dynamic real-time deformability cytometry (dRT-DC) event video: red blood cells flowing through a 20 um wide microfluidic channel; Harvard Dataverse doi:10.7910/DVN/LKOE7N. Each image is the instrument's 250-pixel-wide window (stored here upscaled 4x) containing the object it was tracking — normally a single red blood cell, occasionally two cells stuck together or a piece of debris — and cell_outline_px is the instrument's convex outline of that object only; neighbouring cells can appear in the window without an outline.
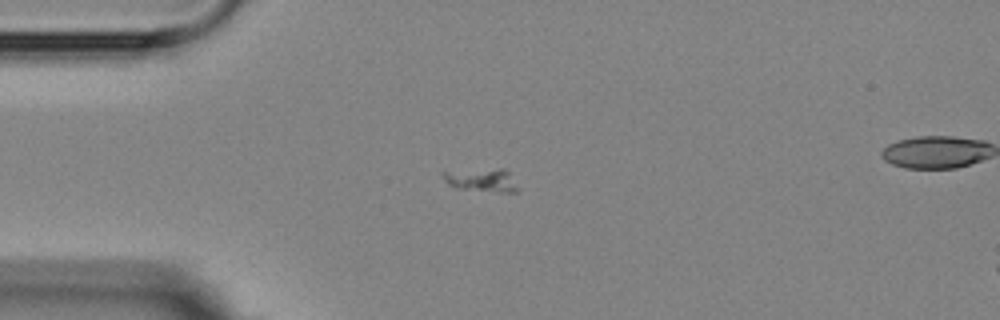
{"species": "Egyptian fruit bat (a non-hibernating species)", "species_latin": "Rousettus aegyptiacus", "temperature_condition": "room temperature", "stored_images_in_passage": 8, "camera_frame_rate_fps": 3000, "um_per_image_px": 0.085, "animal": {"sex": "female"}, "frame": {"image": 1, "passage_image": 5, "time_ms": 4.667, "image_size_px": [1000, 320], "cell_outline_px": [[520, 188], [516, 192], [500, 192], [456, 188], [448, 184], [444, 180], [440, 172], [500, 168], [504, 168], [508, 172]], "centroid_in_image_um": [40.97, 15.31], "position_along_channel_um": 44.0, "area_um2": 10.12}}
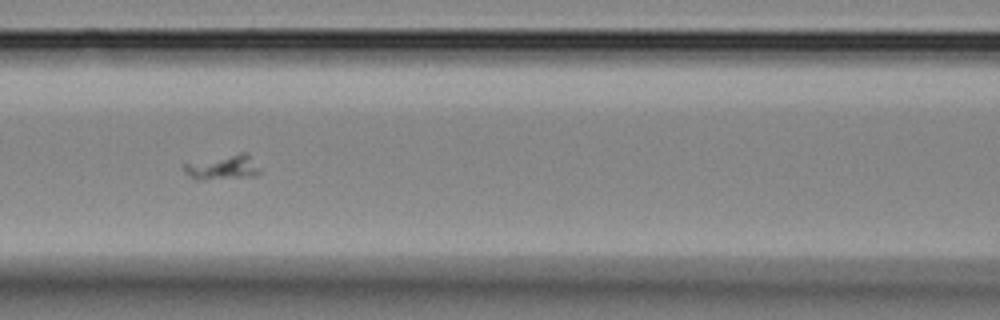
{"frame": {"image": 2, "passage_image": 8, "time_ms": 8.0, "image_size_px": [1000, 320], "cell_outline_px": [[260, 172], [256, 176], [200, 180], [196, 180], [184, 172], [184, 164], [240, 152], [248, 152], [260, 168]], "centroid_in_image_um": [19.0, 14.22], "position_along_channel_um": 147.6, "area_um2": 10.92}}